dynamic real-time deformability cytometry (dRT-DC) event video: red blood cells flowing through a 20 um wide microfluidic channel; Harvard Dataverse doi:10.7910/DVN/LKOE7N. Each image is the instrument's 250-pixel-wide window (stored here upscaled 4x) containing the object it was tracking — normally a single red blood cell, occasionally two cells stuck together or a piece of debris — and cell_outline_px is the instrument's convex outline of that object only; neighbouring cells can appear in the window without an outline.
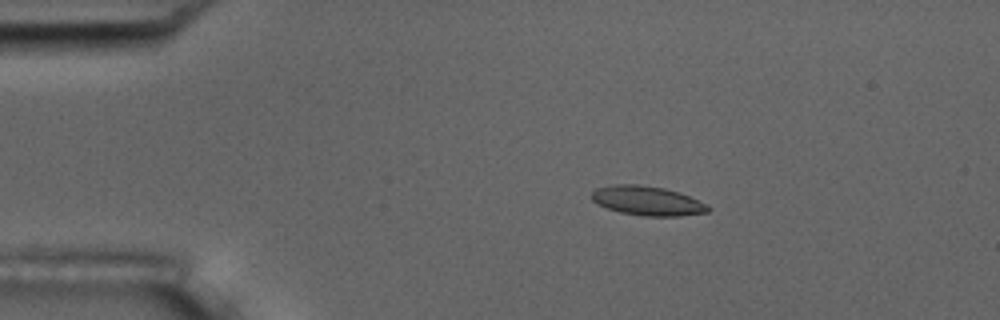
{"species": "common noctule bat (a hibernating species)", "species_latin": "Nyctalus noctula", "temperature_condition": "room temperature", "stored_images_in_passage": 10, "camera_frame_rate_fps": 3000, "um_per_image_px": 0.085, "animal": {"sex": "male", "body_mass_g": 17.5, "forearm_length_mm": 52.3}, "frame": {"image": 1, "passage_image": 4, "time_ms": 3.333, "image_size_px": [1000, 320], "cell_outline_px": [[712, 208], [708, 212], [680, 216], [644, 216], [620, 212], [596, 204], [592, 200], [592, 192], [596, 188], [616, 184], [636, 184], [664, 188], [688, 196], [708, 204]], "centroid_in_image_um": [55.03, 17.07], "position_along_channel_um": 30.0, "area_um2": 19.83}}
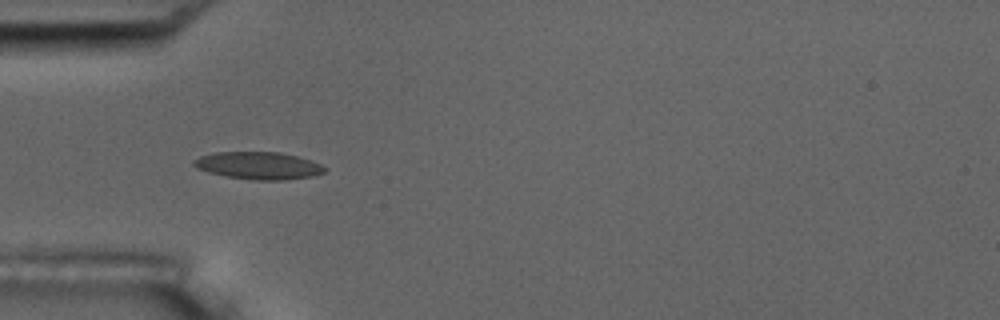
{"frame": {"image": 2, "passage_image": 6, "time_ms": 5.667, "image_size_px": [1000, 320], "cell_outline_px": [[328, 168], [324, 172], [312, 176], [284, 180], [252, 180], [224, 176], [208, 172], [196, 168], [192, 164], [192, 160], [200, 156], [216, 152], [280, 152], [296, 156], [320, 164]], "centroid_in_image_um": [21.93, 14.08], "position_along_channel_um": 63.1, "area_um2": 20.92}}
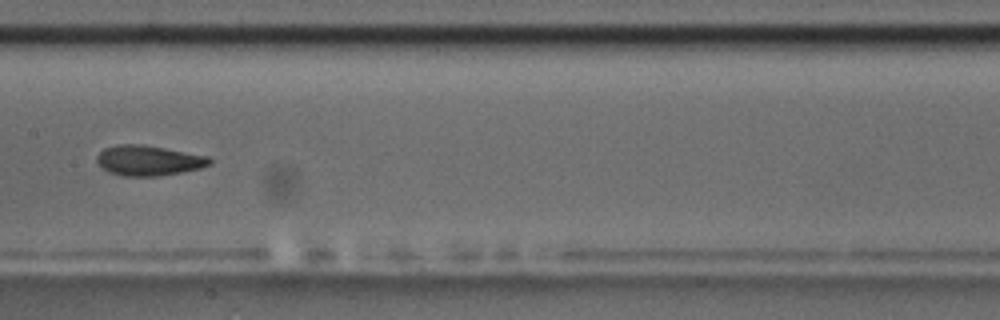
{"frame": {"image": 3, "passage_image": 9, "time_ms": 9.333, "image_size_px": [1000, 320], "cell_outline_px": [[212, 164], [200, 168], [160, 176], [120, 176], [108, 172], [96, 160], [96, 156], [104, 148], [120, 144], [144, 144], [208, 156], [212, 160]], "centroid_in_image_um": [12.63, 13.64], "position_along_channel_um": 194.8, "area_um2": 19.88}}